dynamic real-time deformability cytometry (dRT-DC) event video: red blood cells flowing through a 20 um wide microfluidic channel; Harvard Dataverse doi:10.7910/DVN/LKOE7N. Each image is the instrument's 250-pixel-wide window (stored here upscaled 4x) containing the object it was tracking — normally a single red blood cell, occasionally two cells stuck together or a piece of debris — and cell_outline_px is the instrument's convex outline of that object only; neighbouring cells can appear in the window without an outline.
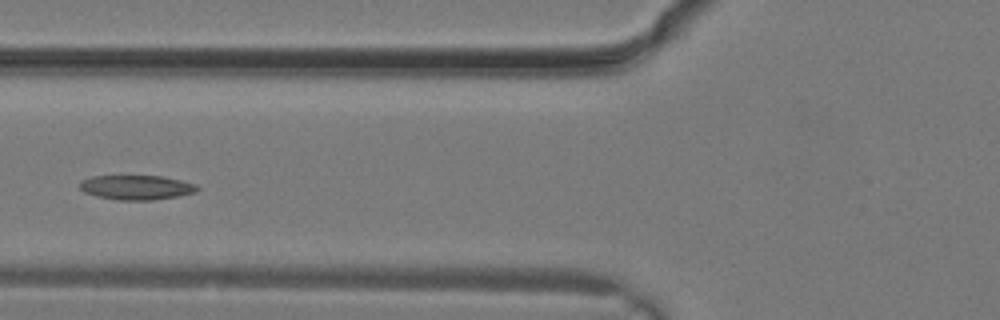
{"species": "common noctule bat (a hibernating species)", "species_latin": "Nyctalus noctula", "temperature_condition": "warm", "stored_images_in_passage": 24, "camera_frame_rate_fps": 3000, "um_per_image_px": 0.085, "animal": {"sex": "male", "body_mass_g": 19.2, "forearm_length_mm": 51.8}, "frame": {"image": 1, "passage_image": 10, "time_ms": 3.0, "image_size_px": [1000, 320], "cell_outline_px": [[200, 188], [196, 192], [180, 196], [152, 200], [116, 200], [96, 196], [84, 192], [80, 188], [80, 180], [92, 176], [164, 176], [196, 184]], "centroid_in_image_um": [11.61, 15.93], "position_along_channel_um": 114.2, "area_um2": 16.94}}
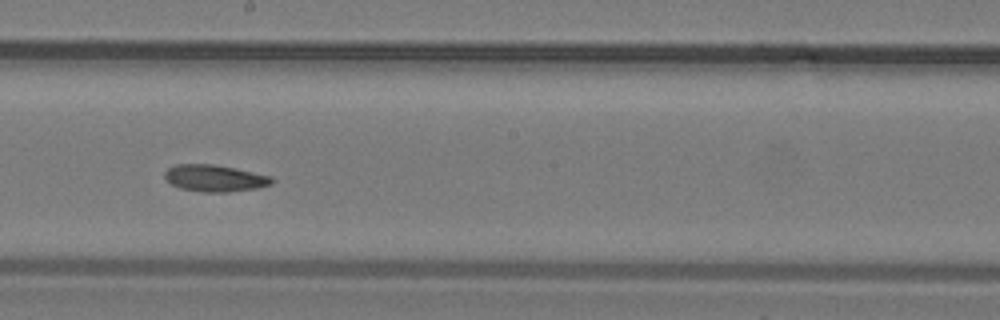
{"frame": {"image": 2, "passage_image": 15, "time_ms": 4.667, "image_size_px": [1000, 320], "cell_outline_px": [[276, 180], [272, 184], [256, 188], [228, 192], [204, 192], [180, 188], [172, 184], [164, 176], [164, 172], [168, 168], [176, 164], [212, 164], [272, 176]], "centroid_in_image_um": [18.27, 15.15], "position_along_channel_um": 229.9, "area_um2": 16.59}}
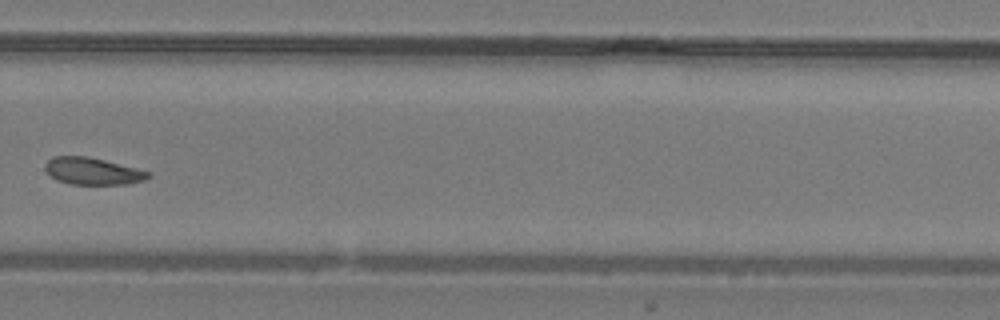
{"frame": {"image": 3, "passage_image": 19, "time_ms": 6.0, "image_size_px": [1000, 320], "cell_outline_px": [[152, 176], [144, 180], [128, 184], [72, 184], [56, 180], [44, 168], [44, 164], [52, 156], [88, 156], [152, 172]], "centroid_in_image_um": [7.89, 14.54], "position_along_channel_um": 321.9, "area_um2": 16.24}}